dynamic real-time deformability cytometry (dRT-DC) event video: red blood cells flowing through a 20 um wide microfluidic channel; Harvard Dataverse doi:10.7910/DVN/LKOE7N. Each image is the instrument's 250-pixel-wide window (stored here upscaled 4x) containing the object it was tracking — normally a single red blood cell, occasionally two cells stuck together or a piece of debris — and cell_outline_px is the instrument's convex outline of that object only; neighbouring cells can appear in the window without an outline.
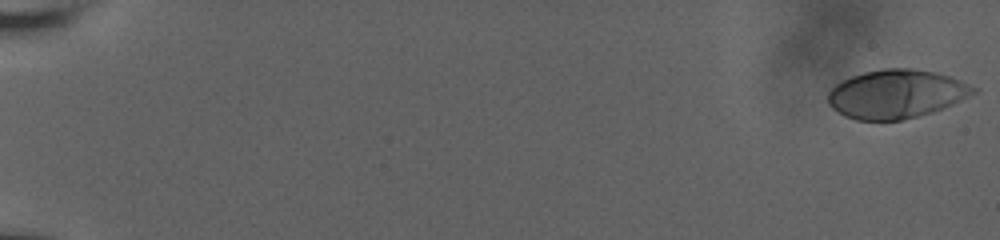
{"species": "human", "species_latin": "Homo sapiens", "temperature_condition": "room temperature", "stored_images_in_passage": 29, "camera_frame_rate_fps": 3000, "um_per_image_px": 0.085, "donor": {"sex": "male"}, "frame": {"image": 1, "passage_image": 1, "time_ms": 0.0, "image_size_px": [1000, 240], "cell_outline_px": [[980, 88], [976, 92], [952, 104], [932, 112], [900, 120], [856, 120], [844, 116], [832, 108], [828, 104], [828, 92], [836, 84], [852, 76], [864, 72], [884, 68], [912, 68], [936, 72], [952, 76]], "centroid_in_image_um": [76.2, 7.98], "position_along_channel_um": 8.8, "area_um2": 41.27}}
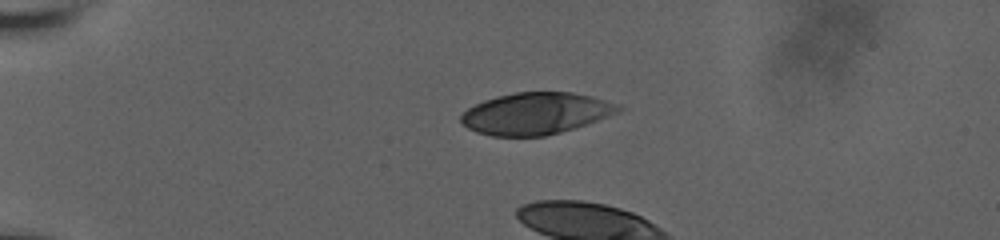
{"frame": {"image": 2, "passage_image": 26, "time_ms": 5.0, "image_size_px": [1000, 240], "cell_outline_px": [[628, 108], [620, 112], [560, 132], [544, 136], [492, 136], [476, 132], [468, 128], [460, 120], [460, 116], [468, 108], [484, 100], [496, 96], [516, 92], [572, 92], [592, 96], [620, 104]], "centroid_in_image_um": [45.57, 9.63], "position_along_channel_um": 39.4, "area_um2": 38.26}}